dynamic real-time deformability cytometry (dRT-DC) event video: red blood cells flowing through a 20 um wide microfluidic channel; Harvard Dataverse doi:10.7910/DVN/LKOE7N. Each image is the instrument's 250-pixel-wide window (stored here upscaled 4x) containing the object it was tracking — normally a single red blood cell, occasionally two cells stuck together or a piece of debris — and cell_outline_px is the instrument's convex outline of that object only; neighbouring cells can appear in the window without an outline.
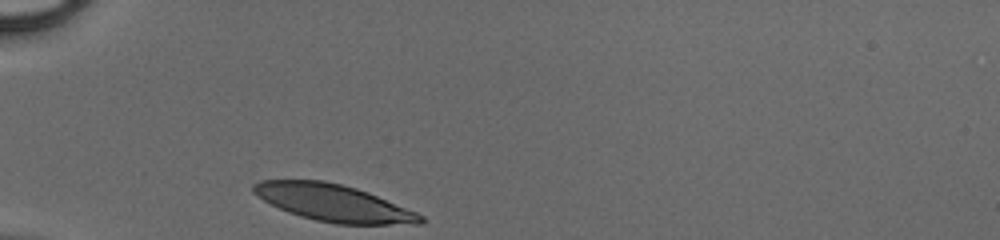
{"species": "human", "species_latin": "Homo sapiens", "temperature_condition": "cold", "stored_images_in_passage": 26, "camera_frame_rate_fps": 3000, "um_per_image_px": 0.085, "donor": {"sex": "male"}, "frame": {"image": 1, "passage_image": 1, "time_ms": 0.0, "image_size_px": [1000, 240], "cell_outline_px": [[424, 220], [420, 224], [336, 224], [316, 220], [300, 216], [288, 212], [264, 200], [252, 192], [252, 184], [260, 180], [324, 180], [356, 188], [368, 192], [416, 212], [424, 216]], "centroid_in_image_um": [28.33, 17.24], "position_along_channel_um": 56.7, "area_um2": 35.72}}
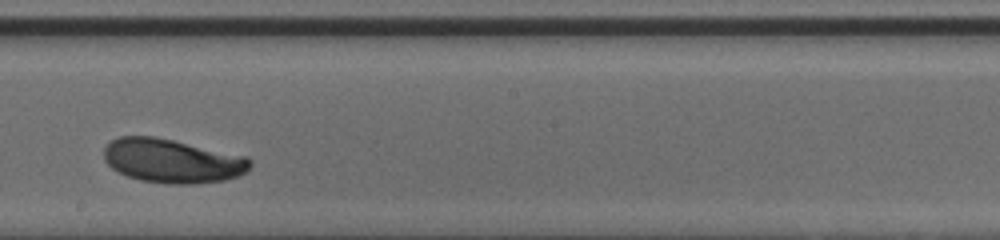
{"frame": {"image": 2, "passage_image": 15, "time_ms": 4.667, "image_size_px": [1000, 240], "cell_outline_px": [[252, 164], [240, 176], [224, 180], [196, 184], [168, 184], [140, 180], [128, 176], [112, 168], [104, 160], [104, 148], [112, 140], [120, 136], [156, 136], [248, 156], [252, 160]], "centroid_in_image_um": [14.67, 13.67], "position_along_channel_um": 233.5, "area_um2": 37.69}}
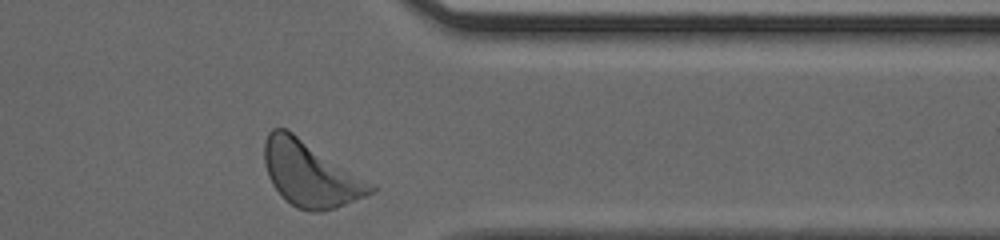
{"frame": {"image": 3, "passage_image": 26, "time_ms": 8.333, "image_size_px": [1000, 240], "cell_outline_px": [[376, 192], [336, 208], [320, 212], [308, 212], [296, 208], [272, 184], [268, 176], [264, 164], [264, 140], [268, 132], [272, 128], [284, 128], [292, 132], [372, 184], [376, 188]], "centroid_in_image_um": [26.35, 14.8], "position_along_channel_um": 385.1, "area_um2": 39.77}}